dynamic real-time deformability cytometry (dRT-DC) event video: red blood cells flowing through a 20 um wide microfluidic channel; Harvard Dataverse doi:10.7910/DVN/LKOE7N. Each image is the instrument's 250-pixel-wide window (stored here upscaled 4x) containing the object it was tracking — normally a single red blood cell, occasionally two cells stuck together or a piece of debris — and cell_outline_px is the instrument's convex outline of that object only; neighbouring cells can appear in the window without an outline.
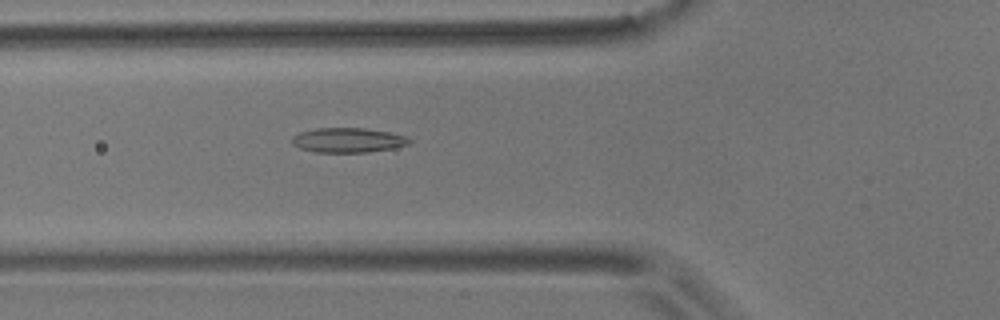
{"species": "common noctule bat (a hibernating species)", "species_latin": "Nyctalus noctula", "temperature_condition": "room temperature", "stored_images_in_passage": 4, "camera_frame_rate_fps": 3000, "um_per_image_px": 0.085, "animal": {"sex": "male", "body_mass_g": 17.9}, "frame": {"image": 1, "passage_image": 4, "time_ms": 1.0, "image_size_px": [1000, 320], "cell_outline_px": [[412, 140], [408, 144], [396, 148], [368, 152], [316, 152], [300, 148], [292, 144], [292, 136], [300, 132], [316, 128], [364, 128], [388, 132], [408, 136]], "centroid_in_image_um": [29.6, 11.91], "position_along_channel_um": 96.2, "area_um2": 16.94}}